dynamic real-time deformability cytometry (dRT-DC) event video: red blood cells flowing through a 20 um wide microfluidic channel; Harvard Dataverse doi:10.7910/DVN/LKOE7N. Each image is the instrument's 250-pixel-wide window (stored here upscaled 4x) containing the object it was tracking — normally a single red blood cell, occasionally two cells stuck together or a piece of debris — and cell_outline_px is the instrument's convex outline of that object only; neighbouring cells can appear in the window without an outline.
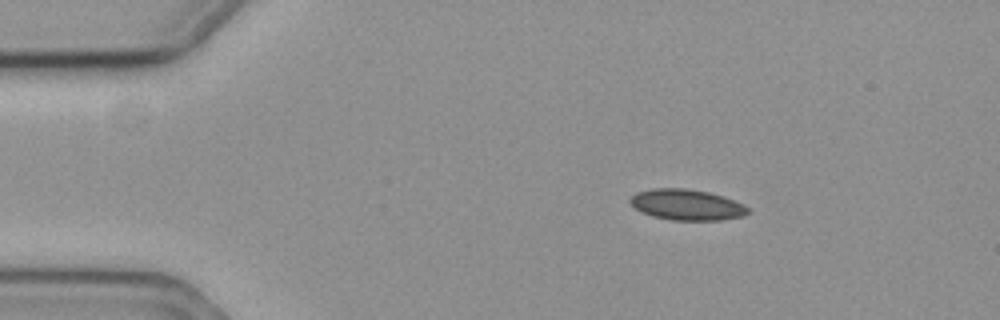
{"species": "common noctule bat (a hibernating species)", "species_latin": "Nyctalus noctula", "temperature_condition": "cold", "stored_images_in_passage": 31, "camera_frame_rate_fps": 3000, "um_per_image_px": 0.085, "animal": {"sex": "female", "body_mass_g": 19.3, "forearm_length_mm": 54.1}, "frame": {"image": 1, "passage_image": 1, "time_ms": 0.0, "image_size_px": [1000, 320], "cell_outline_px": [[748, 212], [744, 216], [720, 220], [668, 220], [652, 216], [640, 212], [628, 200], [636, 192], [652, 188], [684, 188], [708, 192], [724, 196], [744, 204], [748, 208]], "centroid_in_image_um": [58.36, 17.4], "position_along_channel_um": 26.6, "area_um2": 21.27}}
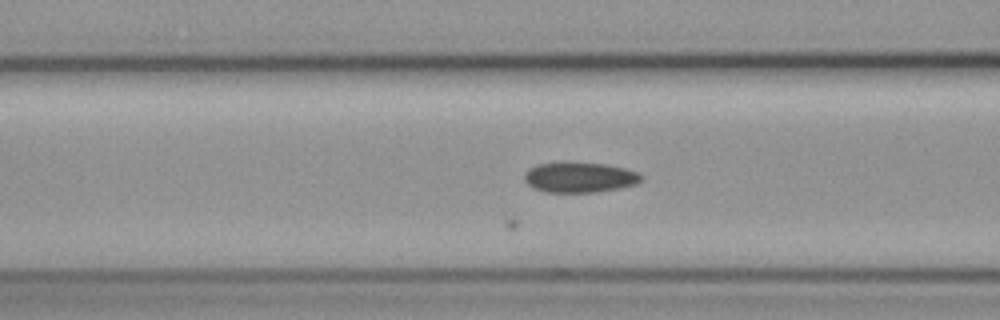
{"frame": {"image": 2, "passage_image": 14, "time_ms": 4.333, "image_size_px": [1000, 320], "cell_outline_px": [[644, 180], [636, 184], [620, 188], [596, 192], [548, 192], [532, 188], [524, 180], [524, 172], [528, 168], [540, 164], [564, 160], [608, 164], [624, 168], [636, 172], [644, 176]], "centroid_in_image_um": [49.26, 15.04], "position_along_channel_um": 117.3, "area_um2": 21.27}}